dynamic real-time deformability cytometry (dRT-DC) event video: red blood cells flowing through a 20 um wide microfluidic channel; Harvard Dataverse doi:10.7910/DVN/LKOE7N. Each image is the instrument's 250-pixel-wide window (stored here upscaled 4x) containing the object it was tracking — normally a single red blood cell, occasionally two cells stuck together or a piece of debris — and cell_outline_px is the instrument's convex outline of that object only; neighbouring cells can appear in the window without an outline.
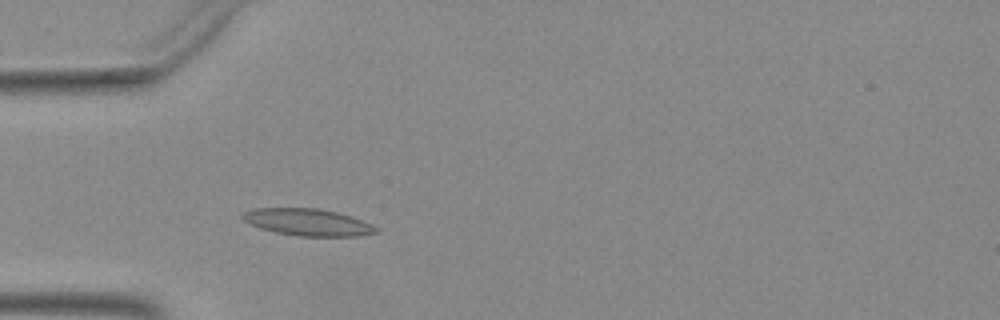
{"species": "Egyptian fruit bat (a non-hibernating species)", "species_latin": "Rousettus aegyptiacus", "temperature_condition": "warm", "stored_images_in_passage": 48, "camera_frame_rate_fps": 3000, "um_per_image_px": 0.085, "animal": {"sex": "female"}, "frame": {"image": 1, "passage_image": 13, "time_ms": 4.0, "image_size_px": [1000, 320], "cell_outline_px": [[380, 232], [360, 236], [300, 236], [276, 232], [260, 228], [248, 224], [240, 216], [244, 212], [256, 208], [316, 208], [336, 212], [372, 224], [380, 228]], "centroid_in_image_um": [26.17, 18.89], "position_along_channel_um": 58.8, "area_um2": 20.92}}
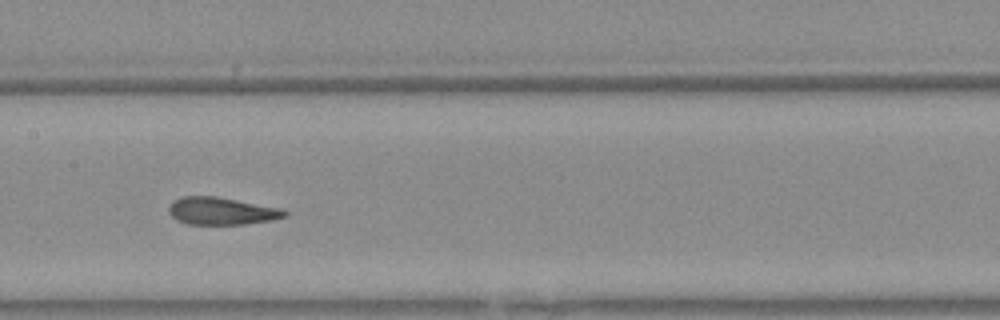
{"frame": {"image": 2, "passage_image": 23, "time_ms": 7.333, "image_size_px": [1000, 320], "cell_outline_px": [[288, 216], [272, 220], [244, 224], [188, 224], [176, 220], [168, 212], [168, 208], [176, 200], [184, 196], [216, 196], [284, 208], [288, 212]], "centroid_in_image_um": [18.9, 17.94], "position_along_channel_um": 188.5, "area_um2": 18.61}}
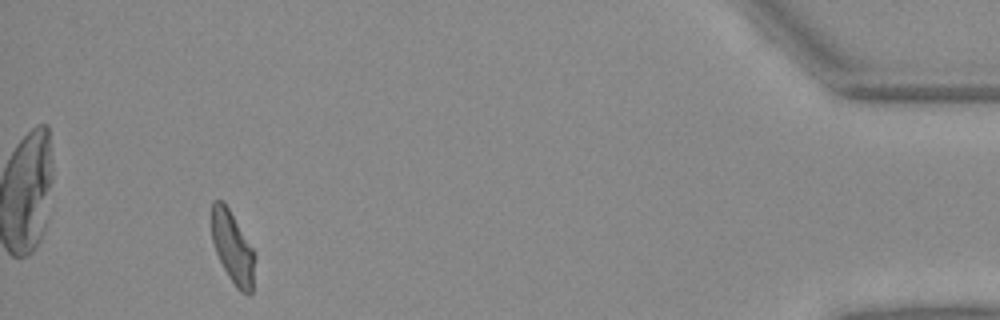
{"frame": {"image": 3, "passage_image": 45, "time_ms": 14.667, "image_size_px": [1000, 320], "cell_outline_px": [[256, 256], [252, 292], [248, 296], [240, 292], [236, 288], [228, 276], [216, 252], [212, 240], [212, 200], [224, 200], [252, 248]], "centroid_in_image_um": [19.79, 21.07], "position_along_channel_um": 415.4, "area_um2": 18.15}}